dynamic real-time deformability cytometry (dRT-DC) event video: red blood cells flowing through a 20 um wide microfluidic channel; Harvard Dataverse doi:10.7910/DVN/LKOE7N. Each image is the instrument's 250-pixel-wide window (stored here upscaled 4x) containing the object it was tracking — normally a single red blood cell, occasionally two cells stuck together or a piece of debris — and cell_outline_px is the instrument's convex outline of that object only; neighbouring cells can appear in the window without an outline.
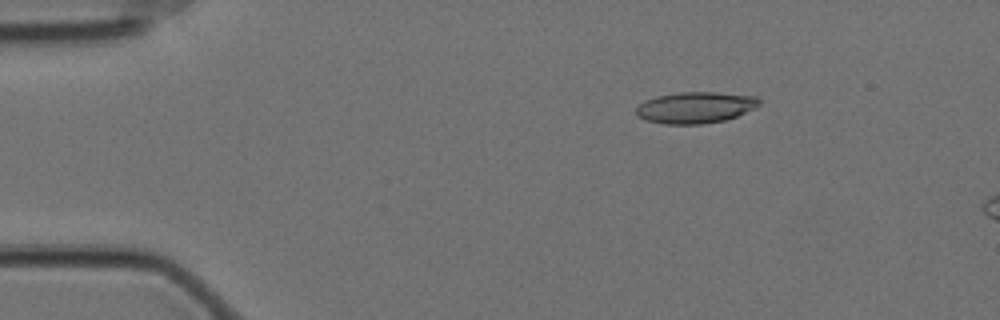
{"species": "Egyptian fruit bat (a non-hibernating species)", "species_latin": "Rousettus aegyptiacus", "temperature_condition": "cold", "stored_images_in_passage": 15, "camera_frame_rate_fps": 3000, "um_per_image_px": 0.085, "animal": {"sex": "female"}, "frame": {"image": 1, "passage_image": 9, "time_ms": 2.667, "image_size_px": [1000, 320], "cell_outline_px": [[760, 104], [756, 108], [736, 116], [724, 120], [700, 124], [664, 124], [644, 120], [636, 116], [636, 108], [644, 100], [656, 96], [680, 92], [712, 92], [756, 96], [760, 100]], "centroid_in_image_um": [59.08, 9.14], "position_along_channel_um": 25.9, "area_um2": 22.54}}